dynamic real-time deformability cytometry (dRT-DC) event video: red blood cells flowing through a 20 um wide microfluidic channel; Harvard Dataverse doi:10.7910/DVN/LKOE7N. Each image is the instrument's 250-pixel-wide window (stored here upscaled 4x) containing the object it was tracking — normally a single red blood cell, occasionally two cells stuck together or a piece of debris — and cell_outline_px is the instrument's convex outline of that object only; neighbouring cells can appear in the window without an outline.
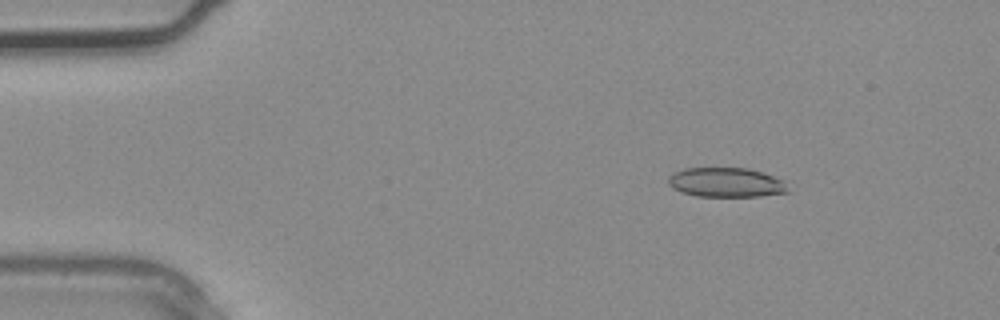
{"species": "common noctule bat (a hibernating species)", "species_latin": "Nyctalus noctula", "temperature_condition": "warm", "stored_images_in_passage": 3, "camera_frame_rate_fps": 3000, "um_per_image_px": 0.085, "animal": {"sex": "male", "body_mass_g": 20.4}, "frame": {"image": 1, "passage_image": 1, "time_ms": 0.0, "image_size_px": [1000, 320], "cell_outline_px": [[788, 192], [760, 196], [696, 196], [680, 192], [672, 188], [668, 184], [668, 176], [684, 168], [748, 168], [784, 180]], "centroid_in_image_um": [61.68, 15.51], "position_along_channel_um": 23.3, "area_um2": 20.46}}